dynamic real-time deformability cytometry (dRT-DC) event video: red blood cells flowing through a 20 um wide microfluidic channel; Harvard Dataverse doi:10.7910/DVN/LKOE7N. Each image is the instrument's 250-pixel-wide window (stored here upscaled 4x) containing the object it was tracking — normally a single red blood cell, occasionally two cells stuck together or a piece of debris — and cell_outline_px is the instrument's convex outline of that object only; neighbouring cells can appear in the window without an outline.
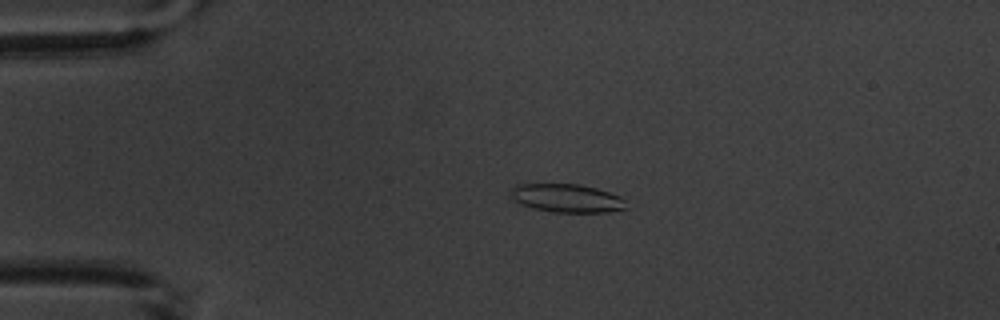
{"species": "common noctule bat (a hibernating species)", "species_latin": "Nyctalus noctula", "temperature_condition": "warm", "stored_images_in_passage": 3, "camera_frame_rate_fps": 3000, "um_per_image_px": 0.085, "animal": {"sex": "male", "body_mass_g": 20.1, "forearm_length_mm": 53.5}, "frame": {"image": 1, "passage_image": 2, "time_ms": 1.333, "image_size_px": [1000, 320], "cell_outline_px": [[628, 208], [608, 212], [552, 212], [532, 208], [520, 204], [512, 196], [512, 188], [516, 184], [580, 184], [596, 188], [620, 196], [624, 200]], "centroid_in_image_um": [48.2, 16.85], "position_along_channel_um": 36.8, "area_um2": 19.02}}